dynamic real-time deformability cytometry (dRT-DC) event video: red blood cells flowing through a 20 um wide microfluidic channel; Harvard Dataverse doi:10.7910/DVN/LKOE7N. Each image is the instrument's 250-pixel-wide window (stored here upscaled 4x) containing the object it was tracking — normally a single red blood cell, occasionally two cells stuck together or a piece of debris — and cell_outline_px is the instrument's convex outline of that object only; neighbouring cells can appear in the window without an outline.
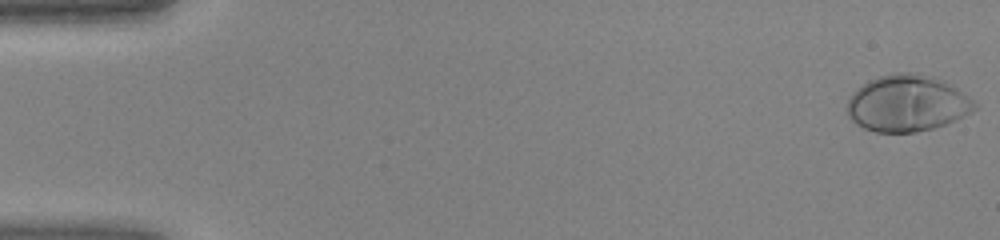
{"species": "human", "species_latin": "Homo sapiens", "temperature_condition": "warm", "stored_images_in_passage": 45, "camera_frame_rate_fps": 3000, "um_per_image_px": 0.085, "donor": {"sex": "female"}, "frame": {"image": 1, "passage_image": 1, "time_ms": 0.0, "image_size_px": [1000, 240], "cell_outline_px": [[976, 108], [972, 112], [944, 124], [932, 128], [916, 132], [876, 132], [864, 128], [856, 124], [848, 116], [848, 100], [852, 92], [856, 88], [868, 80], [880, 76], [900, 72], [916, 72], [956, 88], [968, 96], [976, 104]], "centroid_in_image_um": [77.05, 8.79], "position_along_channel_um": 7.9, "area_um2": 41.33}}
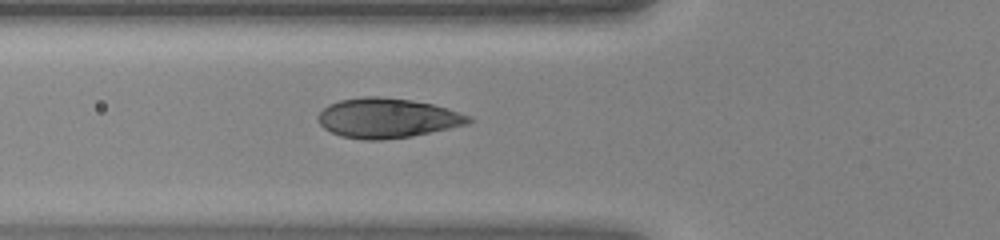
{"frame": {"image": 2, "passage_image": 17, "time_ms": 5.333, "image_size_px": [1000, 240], "cell_outline_px": [[472, 120], [468, 124], [412, 136], [384, 140], [364, 140], [340, 136], [324, 128], [320, 124], [316, 116], [328, 104], [340, 100], [364, 96], [380, 96], [412, 100], [432, 104], [448, 108], [472, 116]], "centroid_in_image_um": [32.92, 10.03], "position_along_channel_um": 92.9, "area_um2": 35.03}}
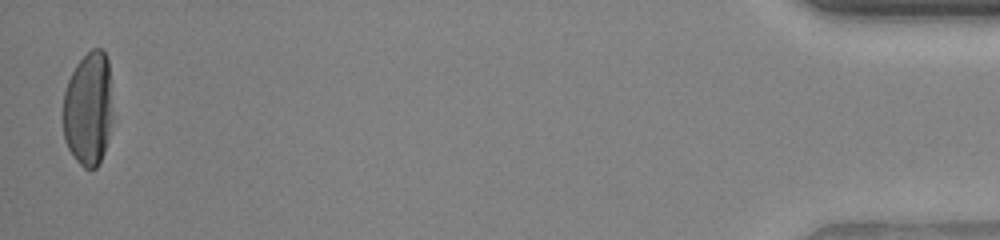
{"frame": {"image": 3, "passage_image": 45, "time_ms": 14.667, "image_size_px": [1000, 240], "cell_outline_px": [[112, 120], [108, 140], [104, 152], [96, 168], [84, 168], [76, 160], [68, 148], [64, 140], [64, 92], [68, 80], [76, 64], [92, 48], [100, 48], [104, 52], [108, 60], [112, 112]], "centroid_in_image_um": [7.51, 9.26], "position_along_channel_um": 427.7, "area_um2": 32.89}}